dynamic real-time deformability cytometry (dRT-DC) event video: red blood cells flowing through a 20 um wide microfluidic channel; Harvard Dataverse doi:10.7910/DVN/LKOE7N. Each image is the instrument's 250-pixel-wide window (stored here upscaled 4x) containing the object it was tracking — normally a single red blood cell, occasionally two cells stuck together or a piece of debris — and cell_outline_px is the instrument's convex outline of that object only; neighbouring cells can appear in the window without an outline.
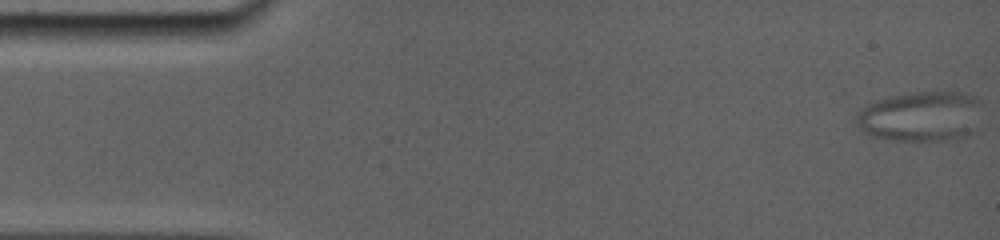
{"species": "common noctule bat (a hibernating species)", "species_latin": "Nyctalus noctula", "temperature_condition": "room temperature", "stored_images_in_passage": 31, "camera_frame_rate_fps": 5000, "um_per_image_px": 0.085, "animal": {"sex": "female", "body_mass_g": 19.0, "forearm_length_mm": 56.7}, "frame": {"image": 1, "passage_image": 1, "time_ms": 0.0, "image_size_px": [1000, 240], "cell_outline_px": [[976, 100], [932, 136], [888, 136], [872, 132], [864, 128], [860, 116], [860, 112], [864, 108], [880, 100], [892, 96], [912, 92], [968, 92]], "centroid_in_image_um": [77.74, 9.61], "position_along_channel_um": 7.3, "area_um2": 27.22}}
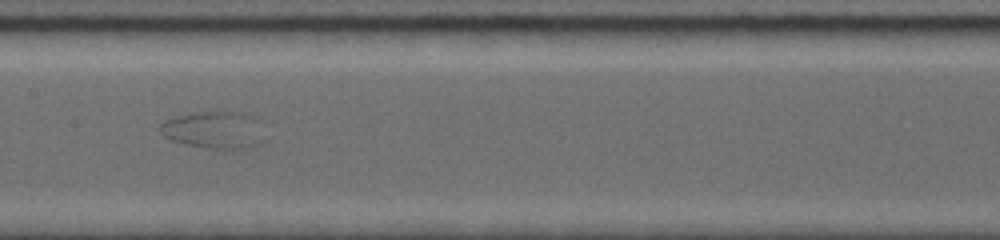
{"frame": {"image": 2, "passage_image": 17, "time_ms": 9.2, "image_size_px": [1000, 240], "cell_outline_px": [[244, 116], [220, 144], [216, 148], [192, 144], [176, 140], [164, 136], [160, 128], [160, 124], [164, 120], [212, 108], [236, 112]], "centroid_in_image_um": [17.15, 10.8], "position_along_channel_um": 190.3, "area_um2": 15.55}}
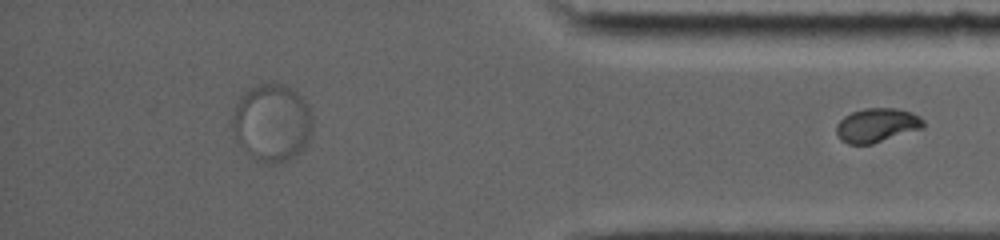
{"frame": {"image": 3, "passage_image": 31, "time_ms": 16.4, "image_size_px": [1000, 240], "cell_outline_px": [[924, 128], [872, 144], [848, 144], [840, 140], [836, 132], [836, 124], [844, 116], [852, 112], [864, 108], [896, 108], [912, 112], [920, 116], [924, 120]], "centroid_in_image_um": [74.54, 10.64], "position_along_channel_um": 360.7, "area_um2": 17.46}}